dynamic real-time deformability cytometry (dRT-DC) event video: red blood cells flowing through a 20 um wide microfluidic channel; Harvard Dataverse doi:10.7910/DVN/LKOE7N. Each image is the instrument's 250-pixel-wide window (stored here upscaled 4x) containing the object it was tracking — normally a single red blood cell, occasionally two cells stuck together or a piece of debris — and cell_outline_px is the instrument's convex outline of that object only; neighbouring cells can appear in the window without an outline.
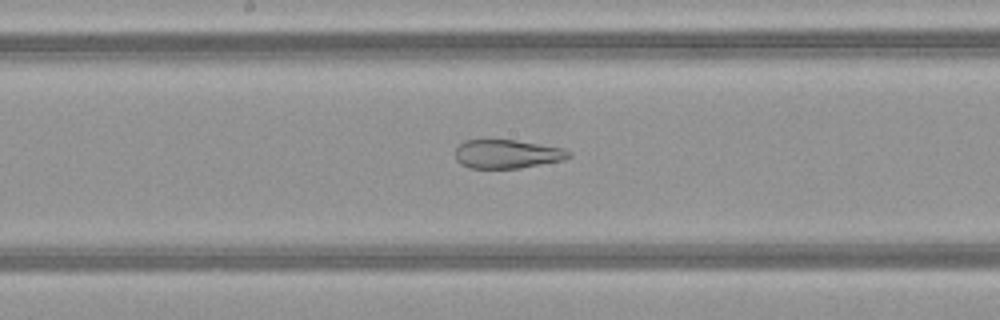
{"species": "common noctule bat (a hibernating species)", "species_latin": "Nyctalus noctula", "temperature_condition": "warm", "stored_images_in_passage": 36, "camera_frame_rate_fps": 3000, "um_per_image_px": 0.085, "animal": {"sex": "female", "body_mass_g": 21.9}, "frame": {"image": 1, "passage_image": 13, "time_ms": 4.0, "image_size_px": [1000, 320], "cell_outline_px": [[572, 156], [564, 160], [520, 168], [468, 168], [460, 164], [456, 160], [456, 148], [464, 140], [516, 140], [564, 148], [572, 152]], "centroid_in_image_um": [43.13, 13.09], "position_along_channel_um": 205.1, "area_um2": 19.13}}
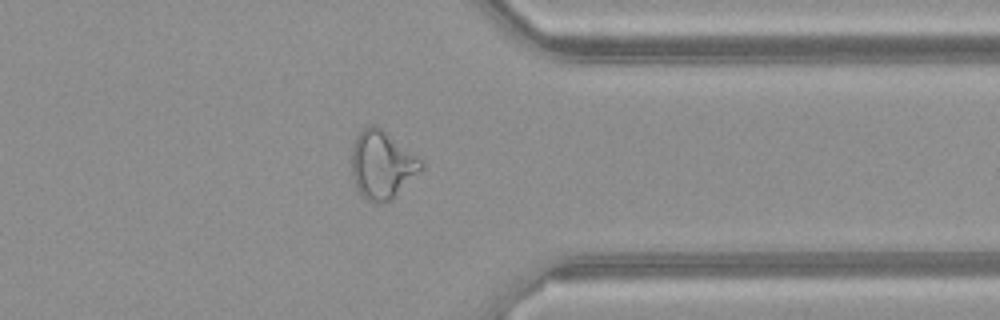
{"frame": {"image": 2, "passage_image": 26, "time_ms": 8.333, "image_size_px": [1000, 320], "cell_outline_px": [[424, 168], [388, 200], [368, 200], [356, 188], [352, 176], [352, 148], [356, 136], [368, 124], [372, 124], [380, 128], [424, 160]], "centroid_in_image_um": [32.47, 13.94], "position_along_channel_um": 378.9, "area_um2": 26.82}}
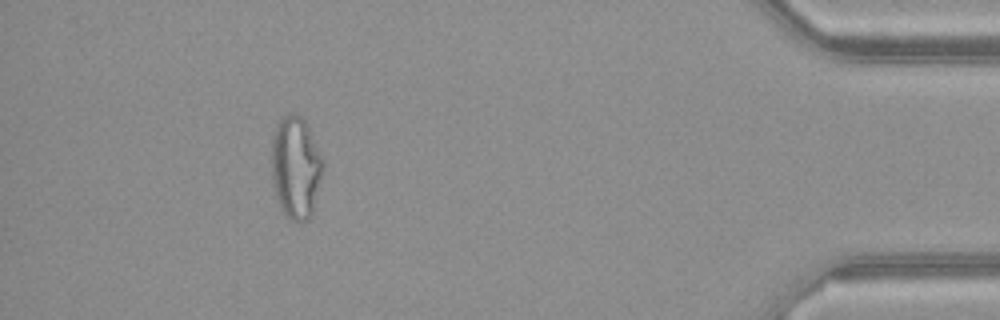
{"frame": {"image": 3, "passage_image": 32, "time_ms": 10.333, "image_size_px": [1000, 320], "cell_outline_px": [[324, 172], [312, 212], [308, 220], [296, 224], [284, 216], [280, 208], [272, 184], [272, 136], [276, 124], [280, 116], [288, 112], [292, 112], [304, 116], [308, 124], [324, 160]], "centroid_in_image_um": [25.15, 14.2], "position_along_channel_um": 410.1, "area_um2": 31.85}, "authors_computed_cell_mechanics": {"area_um2": 24.9985, "velocity_mm_per_s": 4.1597, "shape_relaxation_time_tau1_ms": null, "shape_relaxation_time_tau2_ms": 1.5232, "deformation_change_tau1": null, "deformation_change_tau2": 0.105}}